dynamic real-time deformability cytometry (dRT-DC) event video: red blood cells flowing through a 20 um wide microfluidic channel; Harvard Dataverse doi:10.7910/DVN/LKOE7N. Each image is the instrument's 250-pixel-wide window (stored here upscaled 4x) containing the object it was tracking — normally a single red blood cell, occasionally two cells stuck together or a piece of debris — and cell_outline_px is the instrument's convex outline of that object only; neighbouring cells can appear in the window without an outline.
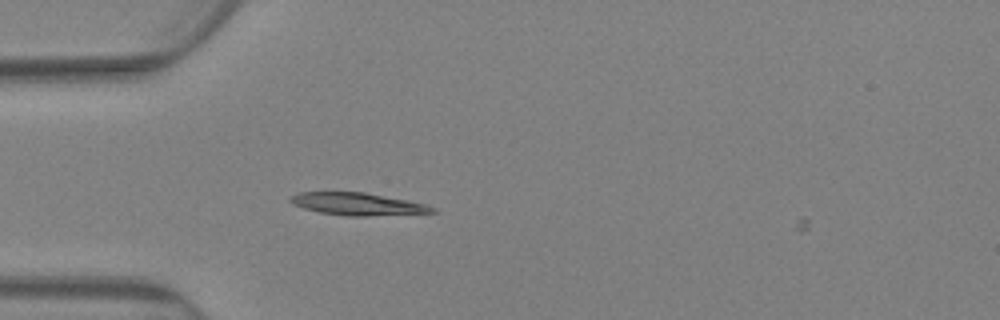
{"species": "Egyptian fruit bat (a non-hibernating species)", "species_latin": "Rousettus aegyptiacus", "temperature_condition": "warm", "stored_images_in_passage": 6, "camera_frame_rate_fps": 3000, "um_per_image_px": 0.085, "animal": {"sex": "female"}, "frame": {"image": 1, "passage_image": 5, "time_ms": 1.333, "image_size_px": [1000, 320], "cell_outline_px": [[440, 212], [368, 216], [348, 216], [320, 212], [304, 208], [292, 204], [288, 200], [292, 196], [300, 192], [364, 192], [424, 204], [436, 208]], "centroid_in_image_um": [30.39, 17.35], "position_along_channel_um": 54.6, "area_um2": 18.32}}